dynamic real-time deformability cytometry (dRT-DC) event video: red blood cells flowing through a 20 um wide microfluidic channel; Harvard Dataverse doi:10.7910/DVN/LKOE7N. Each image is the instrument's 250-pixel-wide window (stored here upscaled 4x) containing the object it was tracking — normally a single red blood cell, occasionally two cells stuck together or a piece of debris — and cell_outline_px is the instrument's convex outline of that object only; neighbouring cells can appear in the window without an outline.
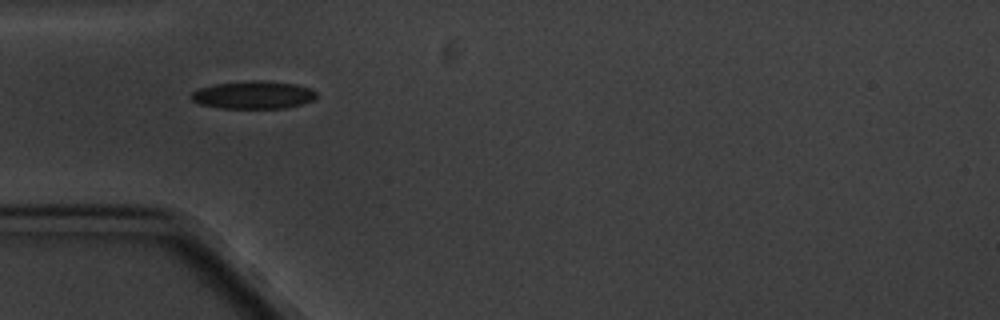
{"species": "common noctule bat (a hibernating species)", "species_latin": "Nyctalus noctula", "temperature_condition": "cold", "stored_images_in_passage": 7, "camera_frame_rate_fps": 3000, "um_per_image_px": 0.085, "animal": {"sex": "male", "body_mass_g": 20.1, "forearm_length_mm": 53.5}, "frame": {"image": 1, "passage_image": 3, "time_ms": 3.0, "image_size_px": [1000, 320], "cell_outline_px": [[316, 96], [312, 100], [300, 104], [284, 108], [220, 108], [200, 104], [192, 100], [188, 96], [192, 92], [200, 88], [216, 84], [252, 80], [260, 80], [296, 84], [308, 88], [316, 92]], "centroid_in_image_um": [21.5, 8.07], "position_along_channel_um": 63.5, "area_um2": 20.11}}